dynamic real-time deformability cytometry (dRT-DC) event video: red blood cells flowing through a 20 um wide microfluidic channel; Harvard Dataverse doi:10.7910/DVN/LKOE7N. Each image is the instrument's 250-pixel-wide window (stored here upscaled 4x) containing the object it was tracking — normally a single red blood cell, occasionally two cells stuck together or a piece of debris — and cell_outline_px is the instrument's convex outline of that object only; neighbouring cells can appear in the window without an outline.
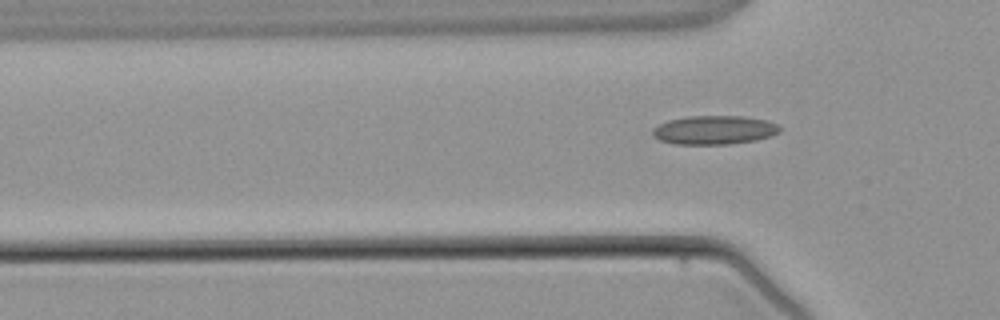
{"species": "common noctule bat (a hibernating species)", "species_latin": "Nyctalus noctula", "temperature_condition": "warm", "stored_images_in_passage": 5, "camera_frame_rate_fps": 3000, "um_per_image_px": 0.085, "animal": {"sex": "male", "body_mass_g": 21.5, "forearm_length_mm": 52.0}, "frame": {"image": 1, "passage_image": 5, "time_ms": 4.667, "image_size_px": [1000, 320], "cell_outline_px": [[780, 132], [772, 136], [756, 140], [728, 144], [672, 144], [660, 140], [652, 136], [652, 128], [668, 120], [688, 116], [744, 116], [764, 120], [776, 124], [780, 128]], "centroid_in_image_um": [60.68, 11.05], "position_along_channel_um": 65.1, "area_um2": 21.39}}